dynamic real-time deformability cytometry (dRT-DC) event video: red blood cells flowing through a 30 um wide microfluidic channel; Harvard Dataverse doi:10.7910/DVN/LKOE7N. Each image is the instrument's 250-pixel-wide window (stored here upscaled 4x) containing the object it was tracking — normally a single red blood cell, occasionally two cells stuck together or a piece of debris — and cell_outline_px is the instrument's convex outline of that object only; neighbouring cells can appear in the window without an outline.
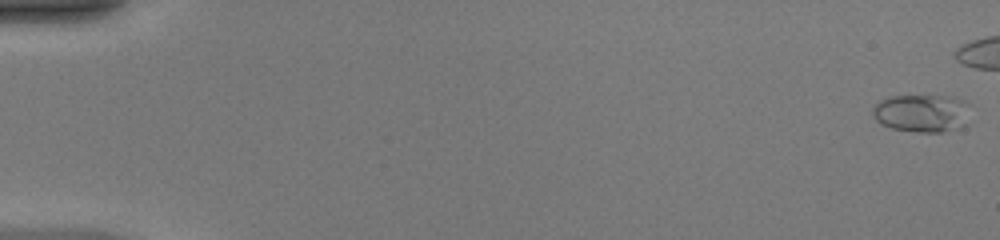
{"species": "common noctule bat (a hibernating species)", "species_latin": "Nyctalus noctula", "temperature_condition": "warm", "stored_images_in_passage": 41, "camera_frame_rate_fps": 3000, "um_per_image_px": 0.085, "animal": {"sex": "female", "body_mass_g": 20.0, "forearm_length_mm": 54.0}, "frame": {"image": 1, "passage_image": 1, "time_ms": 0.0, "image_size_px": [1000, 240], "cell_outline_px": [[972, 104], [968, 124], [964, 128], [944, 132], [916, 132], [892, 128], [880, 124], [872, 116], [872, 108], [880, 100], [892, 96], [956, 96]], "centroid_in_image_um": [78.46, 9.63], "position_along_channel_um": 6.5, "area_um2": 22.37}}
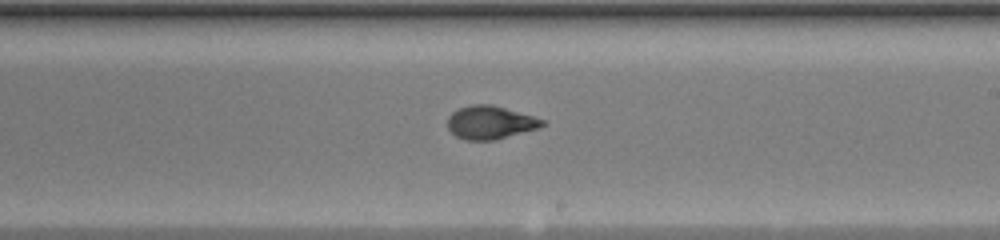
{"frame": {"image": 2, "passage_image": 31, "time_ms": 10.0, "image_size_px": [1000, 240], "cell_outline_px": [[548, 124], [540, 128], [496, 140], [464, 140], [456, 136], [448, 128], [448, 116], [452, 112], [460, 108], [472, 104], [492, 104], [532, 116], [544, 120]], "centroid_in_image_um": [41.69, 10.42], "position_along_channel_um": 247.3, "area_um2": 18.44}}
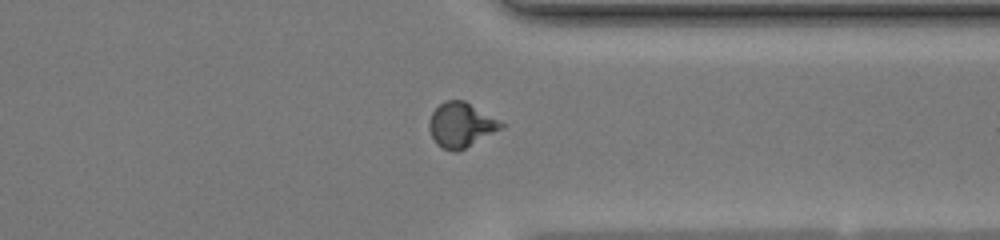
{"frame": {"image": 3, "passage_image": 40, "time_ms": 13.0, "image_size_px": [1000, 240], "cell_outline_px": [[504, 128], [456, 152], [452, 152], [436, 144], [428, 128], [428, 124], [432, 112], [444, 100], [464, 100], [504, 124]], "centroid_in_image_um": [39.15, 10.62], "position_along_channel_um": 372.2, "area_um2": 18.5}}